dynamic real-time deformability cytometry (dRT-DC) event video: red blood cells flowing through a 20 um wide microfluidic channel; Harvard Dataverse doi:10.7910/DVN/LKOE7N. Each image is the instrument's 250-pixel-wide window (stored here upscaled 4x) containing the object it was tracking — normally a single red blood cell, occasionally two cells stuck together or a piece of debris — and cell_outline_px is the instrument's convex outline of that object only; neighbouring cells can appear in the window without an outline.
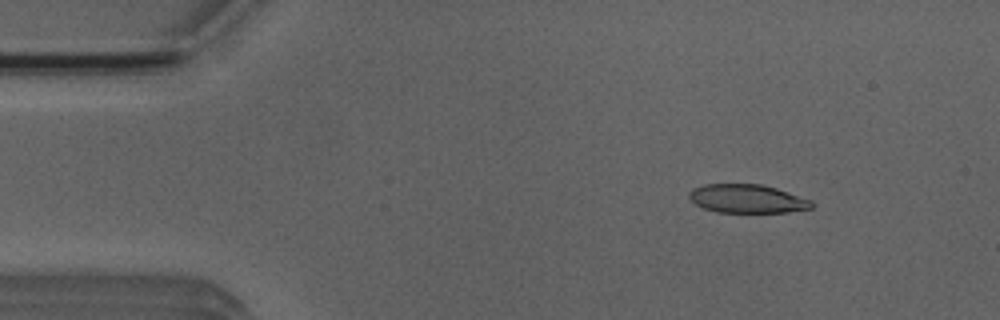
{"species": "Egyptian fruit bat (a non-hibernating species)", "species_latin": "Rousettus aegyptiacus", "temperature_condition": "room temperature", "stored_images_in_passage": 3, "camera_frame_rate_fps": 3000, "um_per_image_px": 0.085, "animal": {"sex": "male"}, "frame": {"image": 1, "passage_image": 1, "time_ms": 0.0, "image_size_px": [1000, 320], "cell_outline_px": [[812, 208], [788, 212], [716, 212], [704, 208], [696, 204], [688, 196], [688, 192], [692, 188], [704, 184], [760, 184], [776, 188], [812, 200]], "centroid_in_image_um": [63.49, 16.88], "position_along_channel_um": 21.5, "area_um2": 20.35}}